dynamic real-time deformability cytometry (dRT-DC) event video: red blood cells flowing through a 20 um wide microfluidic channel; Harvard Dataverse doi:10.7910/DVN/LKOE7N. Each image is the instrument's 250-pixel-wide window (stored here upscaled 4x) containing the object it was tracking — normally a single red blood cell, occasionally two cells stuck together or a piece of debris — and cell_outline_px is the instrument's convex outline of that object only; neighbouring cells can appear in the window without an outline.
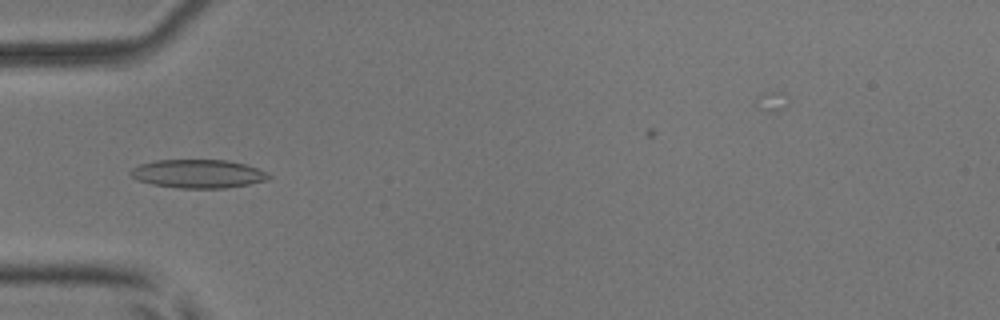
{"species": "common noctule bat (a hibernating species)", "species_latin": "Nyctalus noctula", "temperature_condition": "room temperature", "stored_images_in_passage": 40, "camera_frame_rate_fps": 3000, "um_per_image_px": 0.085, "animal": {"sex": "male", "body_mass_g": 17.9, "forearm_length_mm": 54.2}, "frame": {"image": 1, "passage_image": 11, "time_ms": 3.333, "image_size_px": [1000, 320], "cell_outline_px": [[272, 176], [268, 180], [248, 184], [224, 188], [180, 188], [152, 184], [136, 180], [128, 172], [132, 168], [140, 164], [156, 160], [228, 160], [244, 164], [256, 168]], "centroid_in_image_um": [16.8, 14.77], "position_along_channel_um": 68.2, "area_um2": 22.83}}
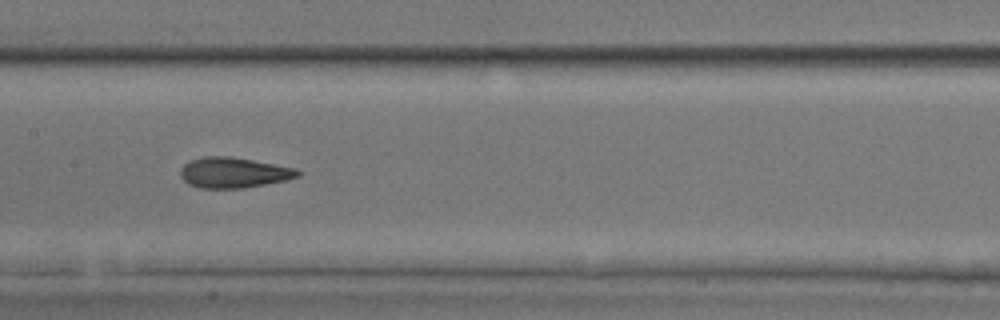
{"frame": {"image": 2, "passage_image": 20, "time_ms": 6.333, "image_size_px": [1000, 320], "cell_outline_px": [[300, 176], [284, 180], [244, 188], [200, 188], [188, 184], [180, 176], [180, 168], [188, 160], [204, 156], [232, 156], [292, 168], [300, 172]], "centroid_in_image_um": [19.77, 14.67], "position_along_channel_um": 187.6, "area_um2": 20.69}}
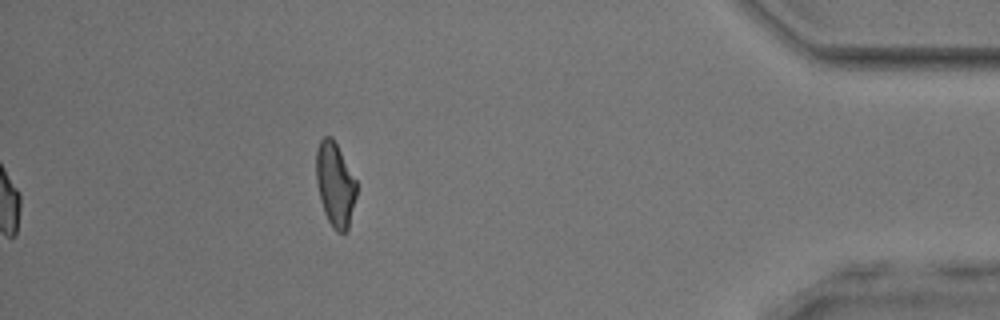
{"frame": {"image": 3, "passage_image": 40, "time_ms": 13.0, "image_size_px": [1000, 320], "cell_outline_px": [[356, 196], [348, 228], [344, 232], [336, 232], [332, 228], [324, 212], [320, 200], [316, 180], [316, 152], [320, 140], [324, 136], [332, 136], [356, 180]], "centroid_in_image_um": [28.47, 15.68], "position_along_channel_um": 406.7, "area_um2": 19.65}, "authors_computed_cell_mechanics": {"area_um2": 20.4612, "velocity_mm_per_s": 4.0004, "shape_relaxation_time_tau1_ms": 2.8101, "shape_relaxation_time_tau2_ms": 1.5277, "deformation_change_tau1": 0.1489, "deformation_change_tau2": 0.1032}}